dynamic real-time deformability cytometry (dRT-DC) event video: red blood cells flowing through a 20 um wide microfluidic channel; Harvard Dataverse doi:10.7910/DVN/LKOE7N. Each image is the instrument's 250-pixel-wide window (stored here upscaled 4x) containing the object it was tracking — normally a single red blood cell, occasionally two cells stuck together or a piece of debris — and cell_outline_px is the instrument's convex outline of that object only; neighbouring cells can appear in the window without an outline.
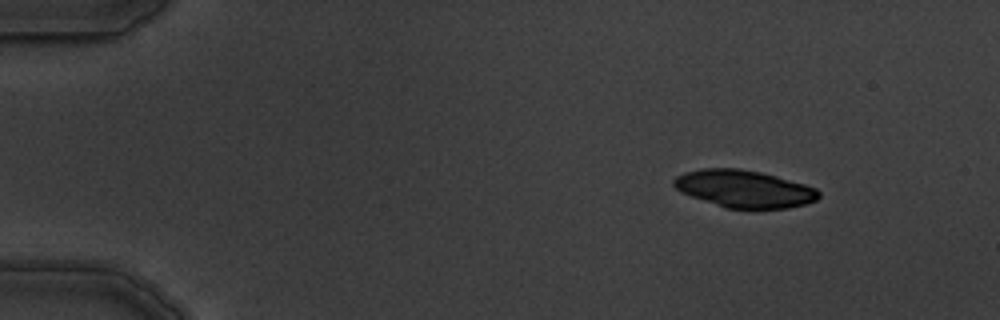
{"species": "common noctule bat (a hibernating species)", "species_latin": "Nyctalus noctula", "temperature_condition": "warm", "stored_images_in_passage": 4, "camera_frame_rate_fps": 3000, "um_per_image_px": 0.085, "animal": {"sex": "male", "body_mass_g": 19.5, "forearm_length_mm": 54.6}, "frame": {"image": 1, "passage_image": 1, "time_ms": 0.0, "image_size_px": [1000, 320], "cell_outline_px": [[820, 196], [816, 200], [804, 204], [788, 208], [724, 208], [680, 192], [672, 184], [672, 180], [676, 176], [684, 172], [700, 168], [740, 168], [760, 172], [776, 176], [804, 184], [816, 188], [820, 192]], "centroid_in_image_um": [63.21, 16.04], "position_along_channel_um": 21.8, "area_um2": 31.56}}